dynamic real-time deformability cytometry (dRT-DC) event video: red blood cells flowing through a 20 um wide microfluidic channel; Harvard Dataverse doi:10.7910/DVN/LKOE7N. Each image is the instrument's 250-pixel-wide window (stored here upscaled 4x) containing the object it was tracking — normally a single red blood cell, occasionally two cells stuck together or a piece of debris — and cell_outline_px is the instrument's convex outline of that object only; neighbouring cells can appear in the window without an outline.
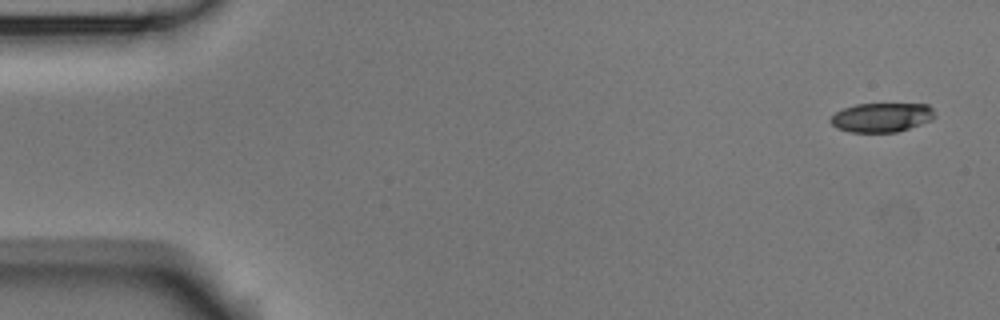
{"species": "Egyptian fruit bat (a non-hibernating species)", "species_latin": "Rousettus aegyptiacus", "temperature_condition": "room temperature", "stored_images_in_passage": 5, "camera_frame_rate_fps": 3000, "um_per_image_px": 0.085, "animal": {"sex": "male"}, "frame": {"image": 1, "passage_image": 1, "time_ms": 0.0, "image_size_px": [1000, 320], "cell_outline_px": [[936, 116], [932, 120], [896, 132], [848, 132], [836, 128], [828, 120], [836, 112], [844, 108], [856, 104], [928, 104], [932, 108]], "centroid_in_image_um": [74.93, 9.98], "position_along_channel_um": 10.1, "area_um2": 17.74}}